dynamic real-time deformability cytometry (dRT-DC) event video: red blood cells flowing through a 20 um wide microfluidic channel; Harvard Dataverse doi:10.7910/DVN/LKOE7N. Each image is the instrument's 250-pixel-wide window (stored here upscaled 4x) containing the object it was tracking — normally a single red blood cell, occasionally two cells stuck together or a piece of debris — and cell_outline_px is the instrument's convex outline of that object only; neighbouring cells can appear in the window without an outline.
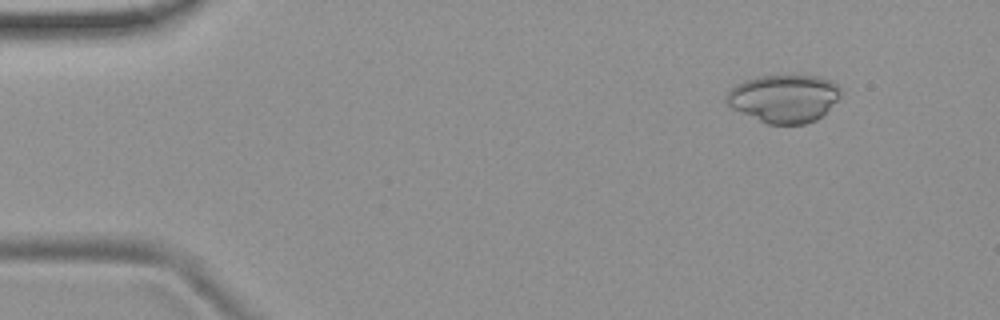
{"species": "common noctule bat (a hibernating species)", "species_latin": "Nyctalus noctula", "temperature_condition": "room temperature", "stored_images_in_passage": 53, "camera_frame_rate_fps": 3000, "um_per_image_px": 0.085, "animal": {"sex": "female", "body_mass_g": 19.9}, "frame": {"image": 1, "passage_image": 6, "time_ms": 1.667, "image_size_px": [1000, 320], "cell_outline_px": [[844, 92], [816, 120], [804, 124], [768, 124], [732, 108], [724, 100], [724, 96], [736, 84], [744, 80], [760, 76], [792, 72], [816, 76], [828, 80], [836, 84]], "centroid_in_image_um": [66.62, 8.31], "position_along_channel_um": 18.4, "area_um2": 32.37}}
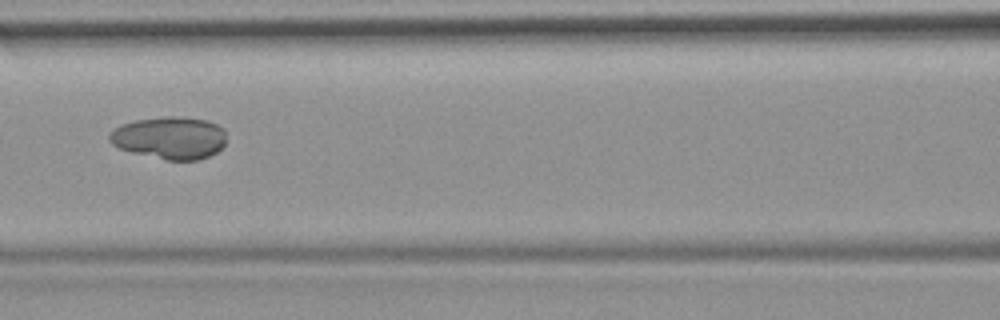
{"frame": {"image": 2, "passage_image": 24, "time_ms": 7.667, "image_size_px": [1000, 320], "cell_outline_px": [[224, 144], [216, 152], [200, 160], [168, 160], [132, 152], [120, 148], [112, 144], [108, 140], [108, 136], [120, 124], [136, 120], [164, 116], [176, 116], [208, 120], [224, 128]], "centroid_in_image_um": [14.43, 11.7], "position_along_channel_um": 152.2, "area_um2": 28.78}}
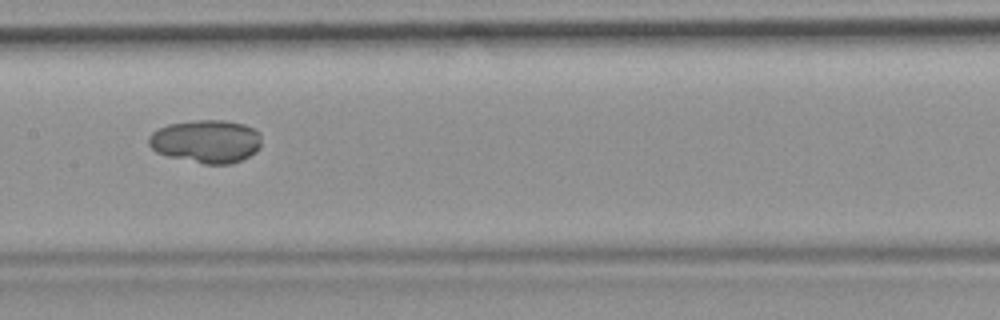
{"frame": {"image": 3, "passage_image": 27, "time_ms": 8.667, "image_size_px": [1000, 320], "cell_outline_px": [[260, 148], [256, 152], [232, 164], [204, 164], [168, 156], [156, 152], [148, 144], [148, 136], [152, 132], [168, 124], [196, 120], [224, 120], [244, 124], [260, 132]], "centroid_in_image_um": [17.53, 12.01], "position_along_channel_um": 189.9, "area_um2": 28.38}}